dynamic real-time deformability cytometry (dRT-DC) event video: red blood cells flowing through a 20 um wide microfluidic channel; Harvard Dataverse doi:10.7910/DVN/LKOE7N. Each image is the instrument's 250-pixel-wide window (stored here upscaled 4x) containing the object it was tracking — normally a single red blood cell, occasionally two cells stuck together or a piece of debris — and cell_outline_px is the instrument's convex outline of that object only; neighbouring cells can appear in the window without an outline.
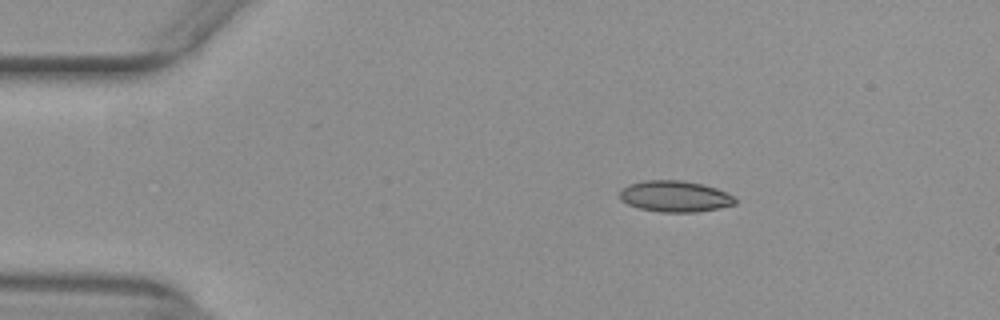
{"species": "common noctule bat (a hibernating species)", "species_latin": "Nyctalus noctula", "temperature_condition": "warm", "stored_images_in_passage": 46, "camera_frame_rate_fps": 3000, "um_per_image_px": 0.085, "animal": {"sex": "female", "body_mass_g": 29.2, "forearm_length_mm": 56.3}, "frame": {"image": 1, "passage_image": 3, "time_ms": 0.667, "image_size_px": [1000, 320], "cell_outline_px": [[736, 204], [720, 208], [696, 212], [660, 212], [640, 208], [628, 204], [620, 200], [620, 188], [628, 184], [644, 180], [680, 180], [704, 184], [716, 188], [736, 196]], "centroid_in_image_um": [57.38, 16.68], "position_along_channel_um": 27.6, "area_um2": 21.21}}
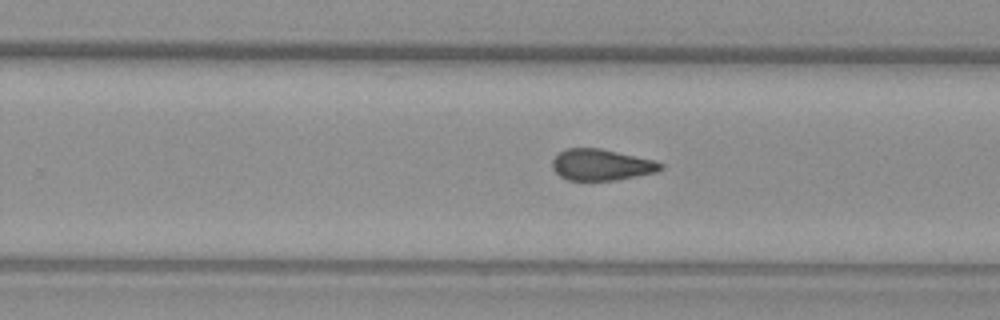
{"frame": {"image": 2, "passage_image": 27, "time_ms": 8.667, "image_size_px": [1000, 320], "cell_outline_px": [[664, 168], [656, 172], [616, 180], [568, 180], [560, 176], [552, 168], [552, 160], [564, 148], [600, 148], [656, 160], [664, 164]], "centroid_in_image_um": [51.14, 14.0], "position_along_channel_um": 278.7, "area_um2": 19.83}}
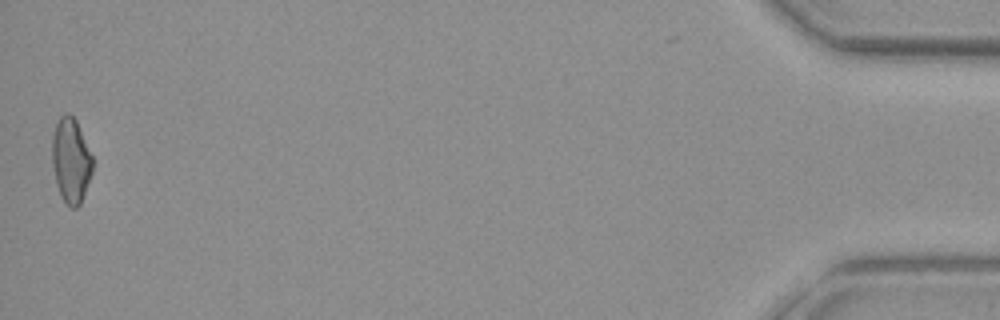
{"frame": {"image": 3, "passage_image": 46, "time_ms": 15.0, "image_size_px": [1000, 320], "cell_outline_px": [[92, 172], [80, 204], [76, 208], [68, 208], [60, 196], [56, 184], [52, 164], [52, 136], [56, 124], [60, 116], [64, 112], [68, 112], [76, 120], [92, 156]], "centroid_in_image_um": [6.0, 13.65], "position_along_channel_um": 429.2, "area_um2": 20.06}, "authors_computed_cell_mechanics": {"area_um2": 20.3167, "velocity_mm_per_s": 3.9489, "shape_relaxation_time_tau1_ms": null, "shape_relaxation_time_tau2_ms": 2.7056, "deformation_change_tau1": null, "deformation_change_tau2": 0.0914}}